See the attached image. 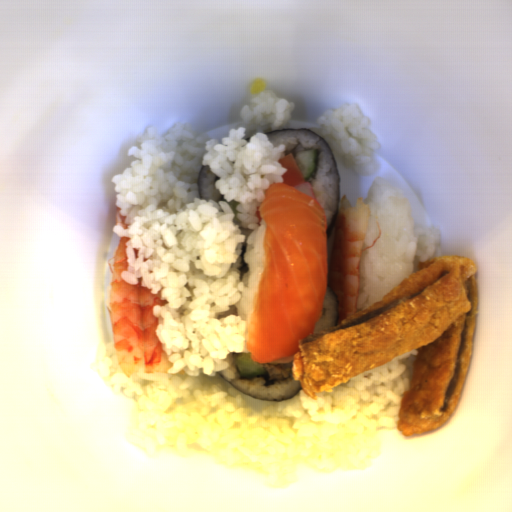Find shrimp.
Here are the masks:
<instances>
[{"instance_id":"obj_1","label":"shrimp","mask_w":512,"mask_h":512,"mask_svg":"<svg viewBox=\"0 0 512 512\" xmlns=\"http://www.w3.org/2000/svg\"><path fill=\"white\" fill-rule=\"evenodd\" d=\"M129 242L130 237L118 239L108 287L107 310L118 368L129 377L139 371L167 374L170 367L153 310L167 302L147 286L127 283L122 277L128 267Z\"/></svg>"},{"instance_id":"obj_2","label":"shrimp","mask_w":512,"mask_h":512,"mask_svg":"<svg viewBox=\"0 0 512 512\" xmlns=\"http://www.w3.org/2000/svg\"><path fill=\"white\" fill-rule=\"evenodd\" d=\"M368 219L369 205L363 203V198L351 205L345 195L342 197L327 271V285L338 302L336 324L356 314Z\"/></svg>"},{"instance_id":"obj_3","label":"shrimp","mask_w":512,"mask_h":512,"mask_svg":"<svg viewBox=\"0 0 512 512\" xmlns=\"http://www.w3.org/2000/svg\"><path fill=\"white\" fill-rule=\"evenodd\" d=\"M115 224L126 232L130 229V224L124 216L121 215V206H116L115 209Z\"/></svg>"}]
</instances>
